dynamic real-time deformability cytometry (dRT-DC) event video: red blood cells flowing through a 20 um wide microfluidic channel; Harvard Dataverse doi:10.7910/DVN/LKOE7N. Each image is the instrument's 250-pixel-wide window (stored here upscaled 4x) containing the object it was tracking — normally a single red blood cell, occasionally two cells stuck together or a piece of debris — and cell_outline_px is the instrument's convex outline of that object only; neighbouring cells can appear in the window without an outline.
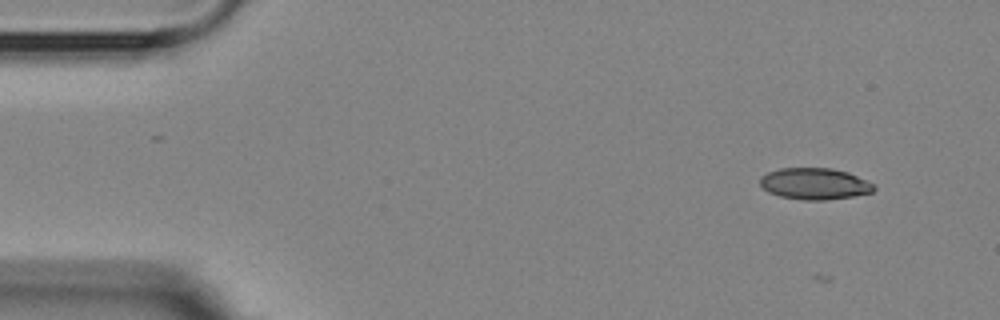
{"species": "Egyptian fruit bat (a non-hibernating species)", "species_latin": "Rousettus aegyptiacus", "temperature_condition": "room temperature", "stored_images_in_passage": 5, "camera_frame_rate_fps": 3000, "um_per_image_px": 0.085, "animal": {"sex": "female"}, "frame": {"image": 1, "passage_image": 1, "time_ms": 0.0, "image_size_px": [1000, 320], "cell_outline_px": [[876, 188], [872, 192], [852, 196], [824, 200], [804, 200], [780, 196], [768, 192], [760, 184], [760, 176], [768, 172], [780, 168], [832, 168], [848, 172], [876, 184]], "centroid_in_image_um": [69.26, 15.61], "position_along_channel_um": 15.7, "area_um2": 20.92}}
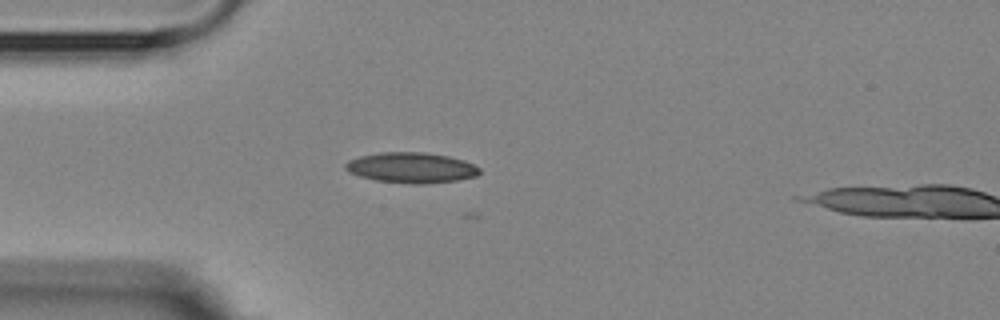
{"frame": {"image": 2, "passage_image": 4, "time_ms": 3.333, "image_size_px": [1000, 320], "cell_outline_px": [[480, 172], [476, 176], [456, 180], [424, 184], [412, 184], [376, 180], [360, 176], [348, 172], [344, 168], [344, 164], [348, 160], [360, 156], [380, 152], [424, 152], [448, 156], [464, 160], [480, 168]], "centroid_in_image_um": [34.93, 14.25], "position_along_channel_um": 50.1, "area_um2": 23.81}}